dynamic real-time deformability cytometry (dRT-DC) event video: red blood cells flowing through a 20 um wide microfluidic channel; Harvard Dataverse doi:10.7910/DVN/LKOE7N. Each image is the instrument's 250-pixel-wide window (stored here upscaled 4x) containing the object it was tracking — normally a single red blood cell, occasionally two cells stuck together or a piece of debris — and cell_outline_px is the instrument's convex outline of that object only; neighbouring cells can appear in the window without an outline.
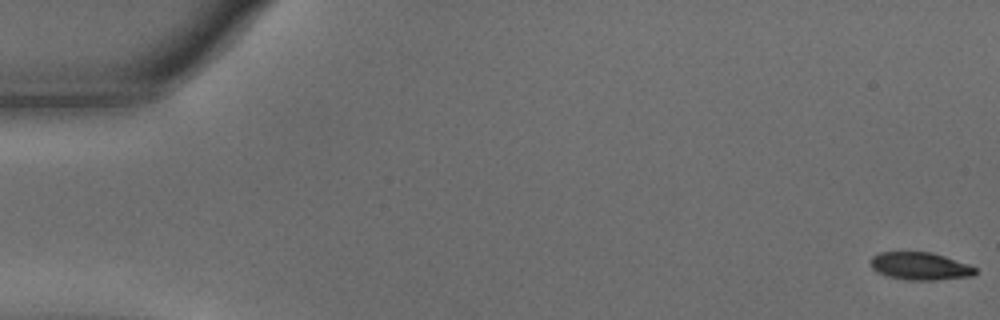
{"species": "common noctule bat (a hibernating species)", "species_latin": "Nyctalus noctula", "temperature_condition": "warm", "stored_images_in_passage": 57, "camera_frame_rate_fps": 3000, "um_per_image_px": 0.085, "animal": {"sex": "male", "body_mass_g": 15.6}, "frame": {"image": 1, "passage_image": 1, "time_ms": 0.0, "image_size_px": [1000, 320], "cell_outline_px": [[976, 272], [972, 276], [936, 280], [904, 280], [888, 276], [876, 272], [872, 268], [872, 256], [880, 252], [932, 252], [968, 264], [976, 268]], "centroid_in_image_um": [78.2, 22.63], "position_along_channel_um": 6.8, "area_um2": 16.82}}
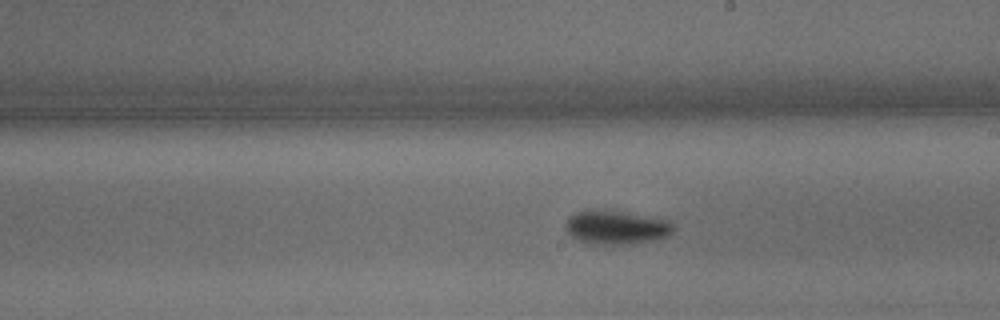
{"frame": {"image": 2, "passage_image": 33, "time_ms": 10.667, "image_size_px": [1000, 320], "cell_outline_px": [[676, 228], [672, 232], [656, 240], [636, 244], [588, 244], [576, 240], [564, 228], [564, 224], [576, 212], [620, 212], [668, 220], [676, 224]], "centroid_in_image_um": [52.42, 19.38], "position_along_channel_um": 236.6, "area_um2": 20.75}}
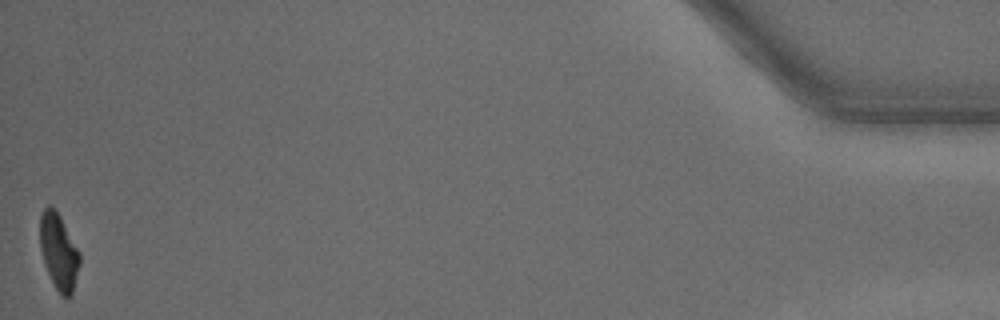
{"frame": {"image": 3, "passage_image": 57, "time_ms": 18.667, "image_size_px": [1000, 320], "cell_outline_px": [[80, 264], [72, 292], [68, 300], [60, 296], [44, 264], [40, 248], [40, 216], [44, 208], [48, 204], [60, 216], [80, 252]], "centroid_in_image_um": [5.0, 21.42], "position_along_channel_um": 430.2, "area_um2": 17.51}, "authors_computed_cell_mechanics": {"area_um2": 18.6116, "velocity_mm_per_s": 3.5881, "shape_relaxation_time_tau1_ms": 2.1085, "shape_relaxation_time_tau2_ms": 2.8465, "deformation_change_tau1": 0.1429, "deformation_change_tau2": 0.0877}}